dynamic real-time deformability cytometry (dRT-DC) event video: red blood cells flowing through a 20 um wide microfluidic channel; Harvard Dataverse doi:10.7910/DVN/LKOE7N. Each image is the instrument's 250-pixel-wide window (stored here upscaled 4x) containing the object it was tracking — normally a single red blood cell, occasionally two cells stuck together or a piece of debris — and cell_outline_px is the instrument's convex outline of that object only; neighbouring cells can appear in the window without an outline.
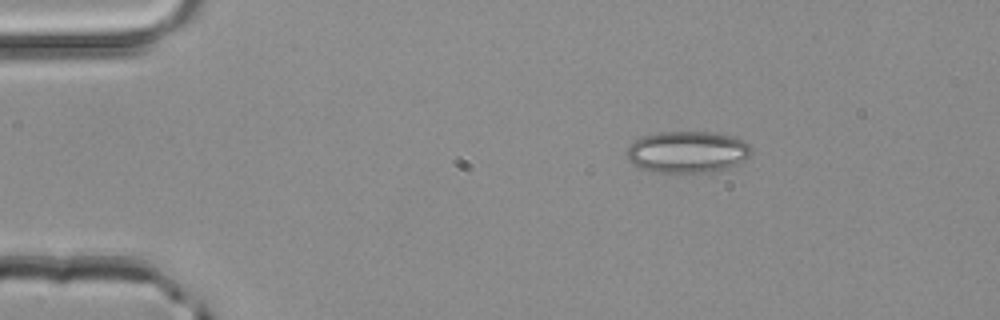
{"species": "common noctule bat (a hibernating species)", "species_latin": "Nyctalus noctula", "temperature_condition": "room temperature", "stored_images_in_passage": 2, "camera_frame_rate_fps": 3000, "um_per_image_px": 0.085, "animal": {"sex": "male", "body_mass_g": 20.4}, "frame": {"image": 1, "passage_image": 1, "time_ms": 0.0, "image_size_px": [1000, 320], "cell_outline_px": [[752, 152], [744, 160], [728, 168], [712, 172], [684, 176], [656, 172], [640, 168], [632, 164], [628, 160], [628, 148], [636, 140], [644, 136], [656, 132], [712, 132], [732, 136], [744, 140], [752, 148]], "centroid_in_image_um": [58.45, 12.96], "position_along_channel_um": 26.6, "area_um2": 30.98}}
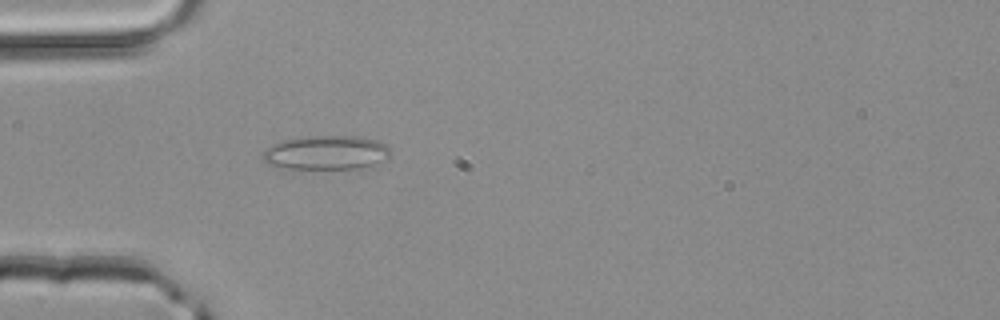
{"frame": {"image": 2, "passage_image": 2, "time_ms": 0.333, "image_size_px": [1000, 320], "cell_outline_px": [[388, 160], [360, 168], [284, 168], [268, 164], [264, 160], [264, 148], [272, 144], [284, 140], [308, 136], [360, 136], [376, 140], [384, 144], [388, 148]], "centroid_in_image_um": [27.72, 12.96], "position_along_channel_um": 57.3, "area_um2": 25.14}}